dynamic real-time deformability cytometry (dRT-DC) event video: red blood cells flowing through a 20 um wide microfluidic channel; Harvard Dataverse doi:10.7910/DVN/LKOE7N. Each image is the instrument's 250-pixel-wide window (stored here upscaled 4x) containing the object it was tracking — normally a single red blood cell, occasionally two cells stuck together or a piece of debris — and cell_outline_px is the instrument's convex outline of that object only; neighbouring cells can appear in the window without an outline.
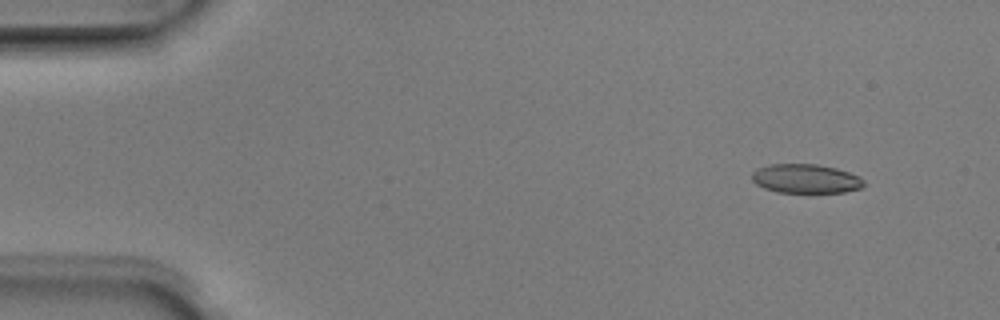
{"species": "Egyptian fruit bat (a non-hibernating species)", "species_latin": "Rousettus aegyptiacus", "temperature_condition": "room temperature", "stored_images_in_passage": 5, "segment_of_instrument_passage": [1, 2], "camera_frame_rate_fps": 3000, "um_per_image_px": 0.085, "animal": {"sex": "male"}, "frame": {"image": 1, "passage_image": 2, "time_ms": 0.333, "image_size_px": [1000, 320], "cell_outline_px": [[864, 184], [860, 188], [844, 192], [776, 192], [764, 188], [756, 184], [752, 180], [752, 172], [768, 164], [816, 164], [836, 168], [860, 176], [864, 180]], "centroid_in_image_um": [68.48, 15.18], "position_along_channel_um": 16.5, "area_um2": 18.9}}